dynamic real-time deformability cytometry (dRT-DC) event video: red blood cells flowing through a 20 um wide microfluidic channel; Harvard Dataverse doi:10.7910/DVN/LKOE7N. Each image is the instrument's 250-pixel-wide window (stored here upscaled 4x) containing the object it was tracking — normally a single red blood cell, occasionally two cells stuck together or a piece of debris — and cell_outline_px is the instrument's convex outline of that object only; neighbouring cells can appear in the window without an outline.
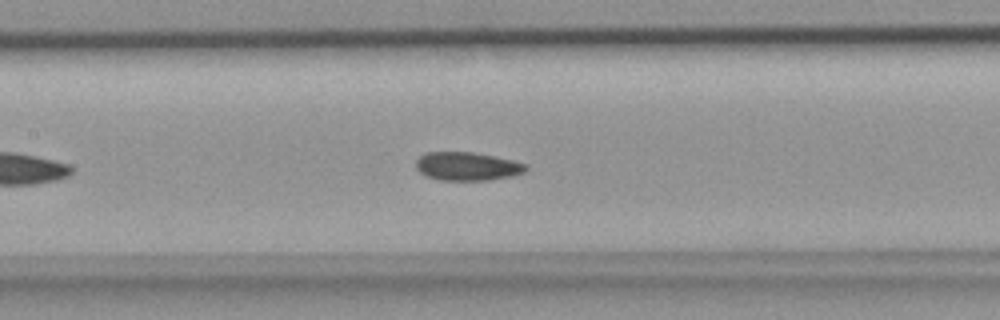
{"species": "common noctule bat (a hibernating species)", "species_latin": "Nyctalus noctula", "temperature_condition": "room temperature", "stored_images_in_passage": 15, "camera_frame_rate_fps": 3000, "um_per_image_px": 0.085, "animal": {"sex": "female", "body_mass_g": 18.4}, "frame": {"image": 1, "passage_image": 11, "time_ms": 3.333, "image_size_px": [1000, 320], "cell_outline_px": [[528, 168], [524, 172], [512, 176], [488, 180], [440, 180], [424, 176], [416, 168], [416, 160], [424, 152], [472, 152], [512, 160], [528, 164]], "centroid_in_image_um": [39.69, 14.14], "position_along_channel_um": 167.7, "area_um2": 18.26}}